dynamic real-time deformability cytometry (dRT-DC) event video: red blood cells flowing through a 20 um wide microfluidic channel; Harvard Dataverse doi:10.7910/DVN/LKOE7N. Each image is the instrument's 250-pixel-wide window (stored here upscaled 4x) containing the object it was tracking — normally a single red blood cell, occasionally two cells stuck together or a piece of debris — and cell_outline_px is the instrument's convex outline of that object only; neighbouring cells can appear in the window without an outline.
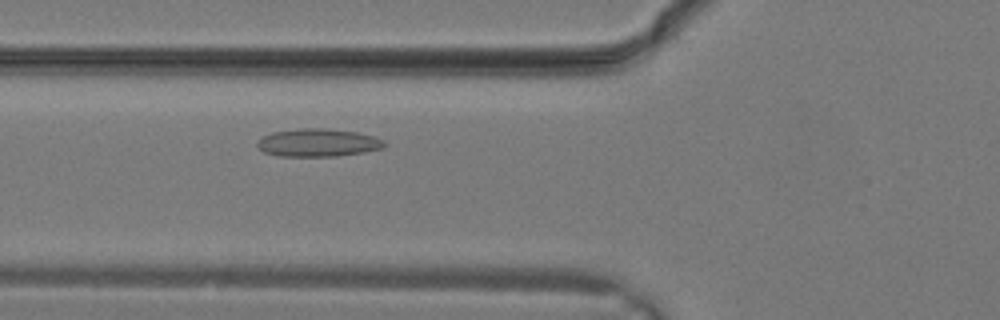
{"species": "common noctule bat (a hibernating species)", "species_latin": "Nyctalus noctula", "temperature_condition": "warm", "stored_images_in_passage": 9, "camera_frame_rate_fps": 3000, "um_per_image_px": 0.085, "animal": {"sex": "male", "body_mass_g": 19.2, "forearm_length_mm": 51.8}, "frame": {"image": 1, "passage_image": 9, "time_ms": 2.667, "image_size_px": [1000, 320], "cell_outline_px": [[388, 144], [384, 148], [364, 152], [336, 156], [280, 156], [264, 152], [256, 144], [264, 136], [272, 132], [300, 128], [324, 128], [356, 132], [372, 136], [384, 140]], "centroid_in_image_um": [27.07, 12.13], "position_along_channel_um": 98.7, "area_um2": 20.58}}